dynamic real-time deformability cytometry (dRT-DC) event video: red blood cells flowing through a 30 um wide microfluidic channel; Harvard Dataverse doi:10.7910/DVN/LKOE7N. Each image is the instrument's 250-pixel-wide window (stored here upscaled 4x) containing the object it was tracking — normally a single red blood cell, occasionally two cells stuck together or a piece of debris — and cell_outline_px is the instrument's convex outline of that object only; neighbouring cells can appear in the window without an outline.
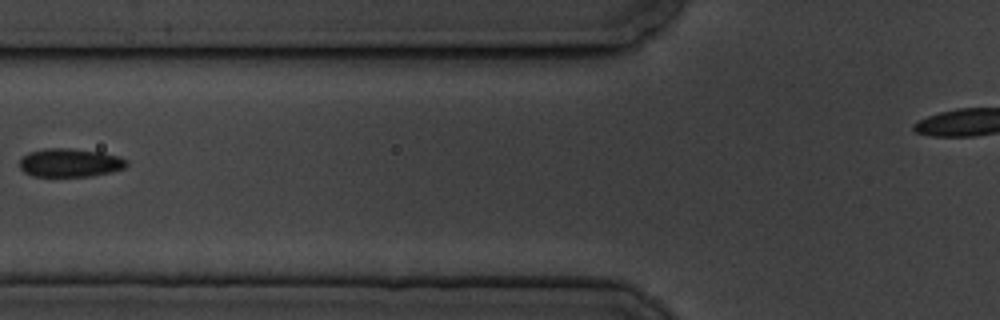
{"species": "common noctule bat (a hibernating species)", "species_latin": "Nyctalus noctula", "temperature_condition": "cold", "stored_images_in_passage": 6, "camera_frame_rate_fps": 3000, "um_per_image_px": 0.085, "animal": {"sex": "male", "body_mass_g": 19.5, "forearm_length_mm": 54.6}, "frame": {"image": 1, "passage_image": 4, "time_ms": 3.333, "image_size_px": [1000, 320], "cell_outline_px": [[128, 164], [124, 168], [112, 172], [92, 176], [32, 176], [24, 172], [20, 168], [20, 160], [28, 152], [44, 148], [72, 148], [104, 152], [120, 156], [128, 160]], "centroid_in_image_um": [5.98, 13.82], "position_along_channel_um": 119.8, "area_um2": 18.03}}
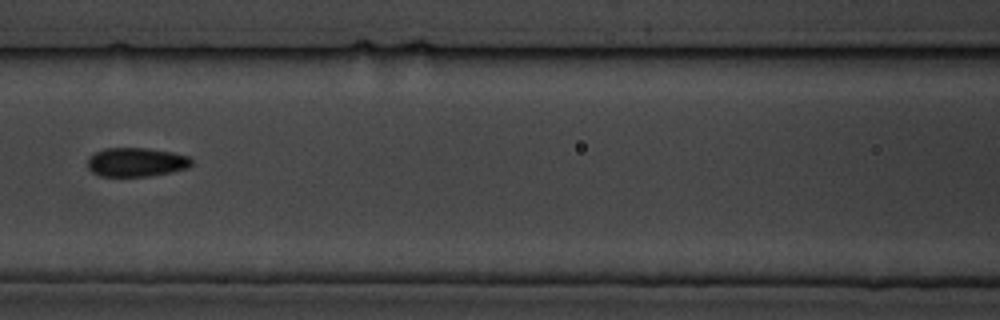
{"frame": {"image": 2, "passage_image": 5, "time_ms": 4.333, "image_size_px": [1000, 320], "cell_outline_px": [[192, 164], [188, 168], [172, 172], [148, 176], [100, 176], [92, 172], [88, 168], [88, 156], [104, 148], [148, 148], [172, 152], [188, 156], [192, 160]], "centroid_in_image_um": [11.58, 13.78], "position_along_channel_um": 155.0, "area_um2": 17.63}}
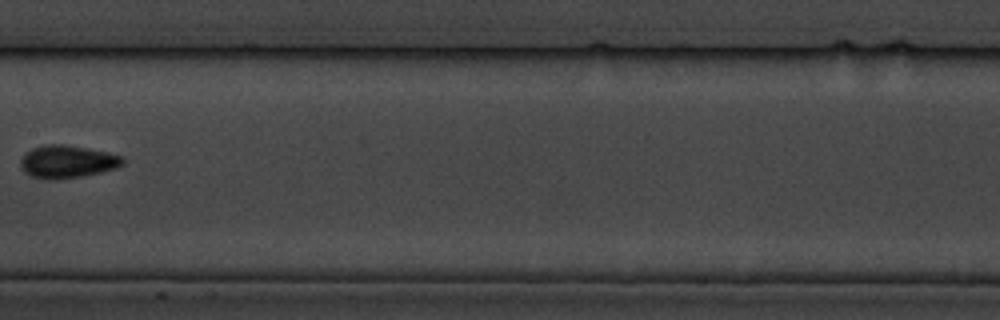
{"frame": {"image": 3, "passage_image": 6, "time_ms": 5.667, "image_size_px": [1000, 320], "cell_outline_px": [[124, 164], [116, 168], [100, 172], [80, 176], [52, 180], [32, 176], [24, 172], [20, 164], [20, 160], [32, 148], [48, 144], [64, 144], [108, 152], [124, 156]], "centroid_in_image_um": [5.75, 13.73], "position_along_channel_um": 201.7, "area_um2": 19.31}}